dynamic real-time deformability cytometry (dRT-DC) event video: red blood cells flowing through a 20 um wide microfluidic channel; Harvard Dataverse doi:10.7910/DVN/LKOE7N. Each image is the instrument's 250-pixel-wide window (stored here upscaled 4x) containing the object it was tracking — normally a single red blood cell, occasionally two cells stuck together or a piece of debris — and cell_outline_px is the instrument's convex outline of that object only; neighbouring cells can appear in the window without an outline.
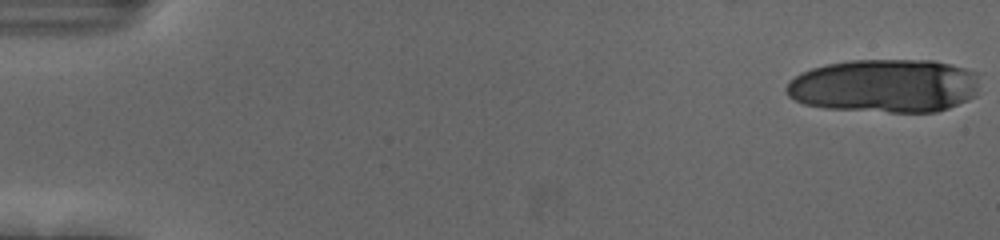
{"species": "human", "species_latin": "Homo sapiens", "temperature_condition": "cold", "stored_images_in_passage": 20, "camera_frame_rate_fps": 3000, "um_per_image_px": 0.085, "donor": {"sex": "female"}, "frame": {"image": 1, "passage_image": 1, "time_ms": 0.0, "image_size_px": [1000, 240], "cell_outline_px": [[976, 96], [968, 100], [948, 108], [936, 112], [888, 112], [824, 108], [804, 104], [788, 96], [784, 88], [788, 80], [800, 72], [812, 68], [828, 64], [848, 60], [932, 60], [952, 64], [976, 72]], "centroid_in_image_um": [75.15, 7.29], "position_along_channel_um": 9.8, "area_um2": 60.63}}